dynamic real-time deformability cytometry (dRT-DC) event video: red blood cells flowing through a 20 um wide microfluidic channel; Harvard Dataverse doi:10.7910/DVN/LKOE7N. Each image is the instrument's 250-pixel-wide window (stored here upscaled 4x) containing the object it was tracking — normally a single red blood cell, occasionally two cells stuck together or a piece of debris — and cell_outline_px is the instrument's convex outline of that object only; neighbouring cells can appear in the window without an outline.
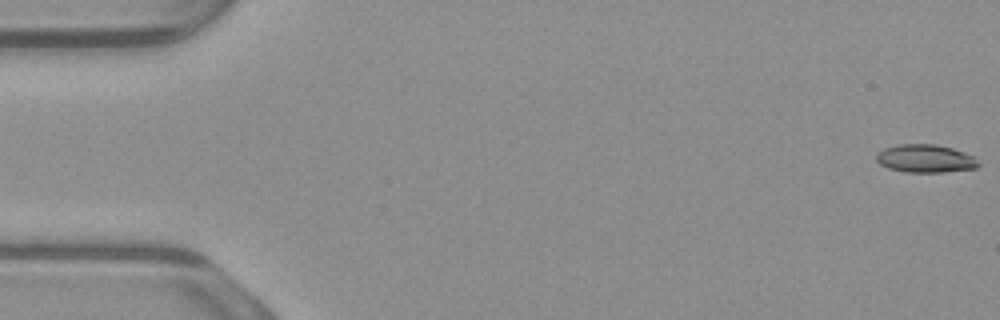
{"species": "common noctule bat (a hibernating species)", "species_latin": "Nyctalus noctula", "temperature_condition": "warm", "stored_images_in_passage": 53, "camera_frame_rate_fps": 3000, "um_per_image_px": 0.085, "animal": {"sex": "male", "body_mass_g": 23.1, "forearm_length_mm": 52.7}, "frame": {"image": 1, "passage_image": 1, "time_ms": 0.0, "image_size_px": [1000, 320], "cell_outline_px": [[980, 164], [976, 168], [944, 172], [904, 172], [888, 168], [880, 164], [876, 160], [876, 152], [884, 148], [896, 144], [936, 144], [952, 148], [964, 152], [972, 156]], "centroid_in_image_um": [78.61, 13.47], "position_along_channel_um": 6.4, "area_um2": 16.76}}
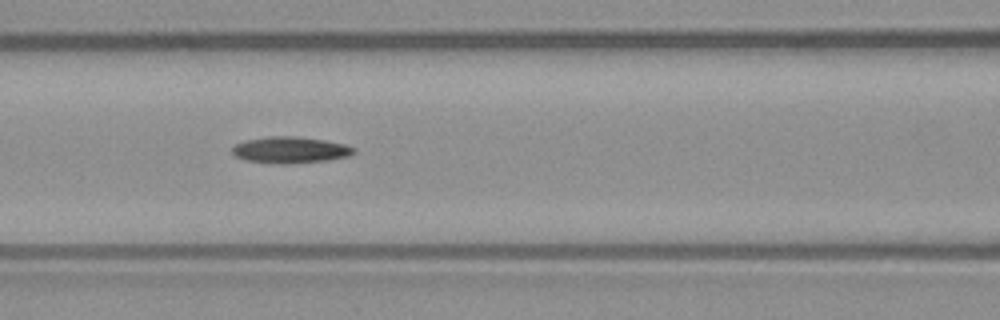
{"frame": {"image": 2, "passage_image": 23, "time_ms": 7.333, "image_size_px": [1000, 320], "cell_outline_px": [[356, 152], [352, 156], [328, 160], [288, 164], [284, 164], [244, 160], [236, 156], [232, 152], [232, 148], [236, 144], [244, 140], [268, 136], [296, 136], [324, 140], [344, 144], [356, 148]], "centroid_in_image_um": [24.7, 12.74], "position_along_channel_um": 141.9, "area_um2": 18.84}}
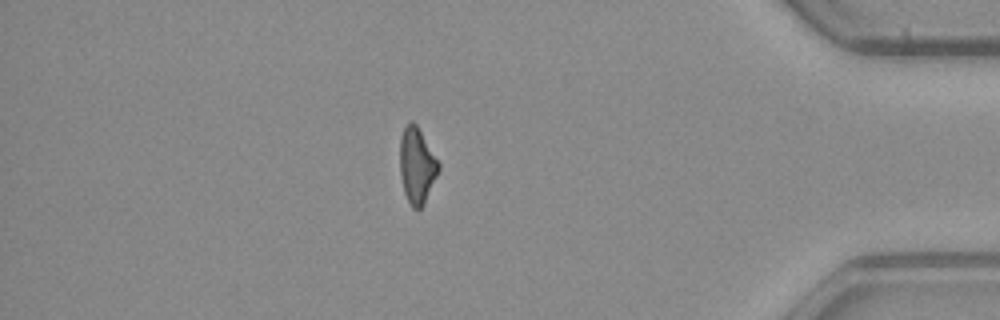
{"frame": {"image": 3, "passage_image": 46, "time_ms": 15.0, "image_size_px": [1000, 320], "cell_outline_px": [[440, 168], [424, 204], [420, 208], [412, 208], [404, 192], [400, 172], [400, 136], [404, 128], [412, 120], [416, 124], [440, 164]], "centroid_in_image_um": [35.43, 14.07], "position_along_channel_um": 399.8, "area_um2": 16.82}}